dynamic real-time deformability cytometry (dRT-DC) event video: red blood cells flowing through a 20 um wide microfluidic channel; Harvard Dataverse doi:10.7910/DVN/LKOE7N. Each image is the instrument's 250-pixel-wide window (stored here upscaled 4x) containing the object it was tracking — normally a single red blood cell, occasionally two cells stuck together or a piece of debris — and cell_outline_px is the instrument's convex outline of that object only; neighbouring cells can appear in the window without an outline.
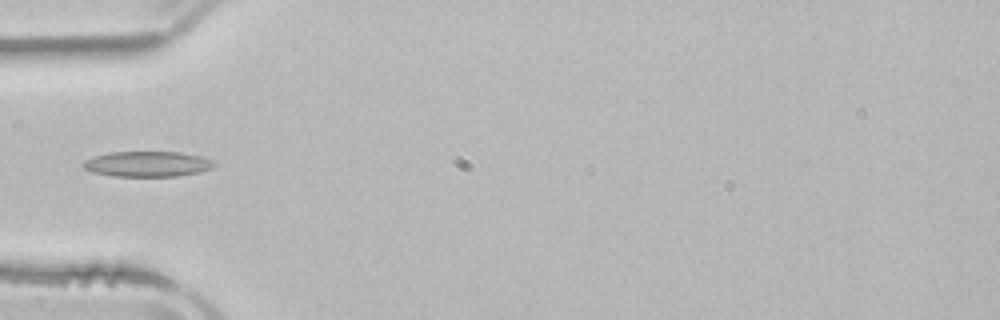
{"species": "common noctule bat (a hibernating species)", "species_latin": "Nyctalus noctula", "temperature_condition": "room temperature", "stored_images_in_passage": 1, "camera_frame_rate_fps": 3000, "um_per_image_px": 0.085, "animal": {"sex": "male", "body_mass_g": 21.5, "forearm_length_mm": 52.0}, "frame": {"image": 1, "passage_image": 1, "time_ms": 0.0, "image_size_px": [1000, 320], "cell_outline_px": [[216, 164], [212, 168], [200, 172], [176, 176], [112, 176], [92, 172], [84, 168], [80, 164], [84, 160], [108, 152], [180, 152], [200, 156], [212, 160]], "centroid_in_image_um": [12.51, 13.94], "position_along_channel_um": 72.5, "area_um2": 19.42}}